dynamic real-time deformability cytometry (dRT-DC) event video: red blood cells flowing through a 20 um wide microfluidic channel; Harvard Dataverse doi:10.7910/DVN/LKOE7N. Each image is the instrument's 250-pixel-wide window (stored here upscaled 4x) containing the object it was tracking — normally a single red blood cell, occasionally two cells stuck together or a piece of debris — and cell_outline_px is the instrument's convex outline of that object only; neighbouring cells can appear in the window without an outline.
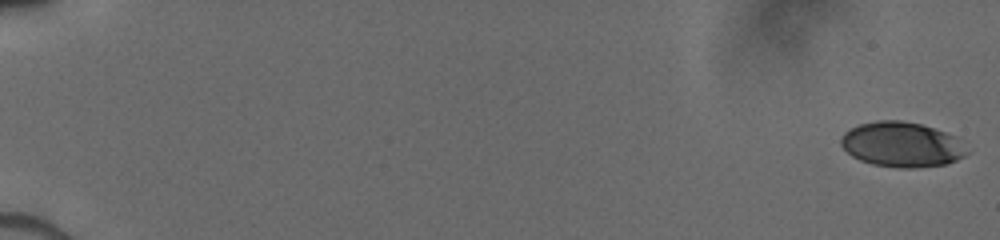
{"species": "human", "species_latin": "Homo sapiens", "temperature_condition": "cold", "stored_images_in_passage": 52, "camera_frame_rate_fps": 3000, "um_per_image_px": 0.085, "donor": {"sex": "male"}, "frame": {"image": 1, "passage_image": 1, "time_ms": 0.0, "image_size_px": [1000, 240], "cell_outline_px": [[968, 152], [964, 156], [948, 164], [912, 168], [896, 168], [872, 164], [860, 160], [852, 156], [840, 144], [840, 140], [844, 132], [860, 124], [876, 120], [900, 120], [920, 124], [956, 136]], "centroid_in_image_um": [76.64, 12.29], "position_along_channel_um": 8.4, "area_um2": 32.95}}
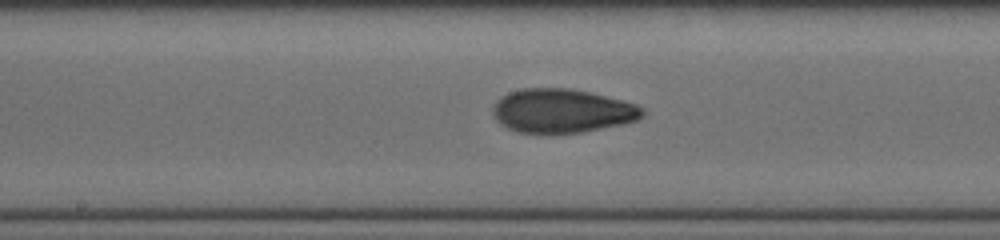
{"frame": {"image": 2, "passage_image": 30, "time_ms": 9.667, "image_size_px": [1000, 240], "cell_outline_px": [[644, 116], [636, 120], [624, 124], [580, 132], [548, 136], [516, 132], [500, 124], [492, 116], [492, 108], [496, 100], [508, 92], [524, 88], [568, 88], [588, 92], [636, 104], [644, 108]], "centroid_in_image_um": [47.71, 9.46], "position_along_channel_um": 200.5, "area_um2": 38.96}}
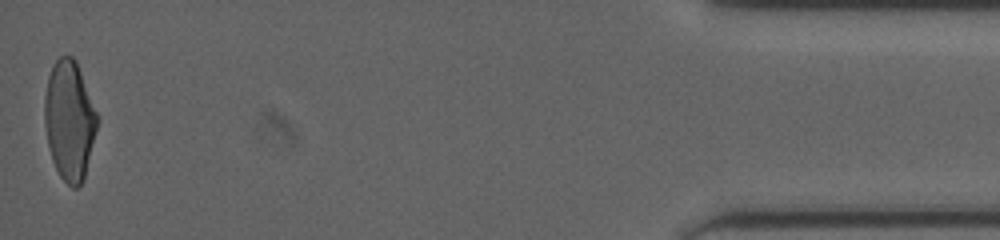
{"frame": {"image": 3, "passage_image": 52, "time_ms": 17.0, "image_size_px": [1000, 240], "cell_outline_px": [[100, 120], [84, 180], [76, 188], [72, 188], [60, 176], [52, 160], [48, 144], [44, 124], [44, 96], [48, 76], [52, 64], [60, 56], [72, 56], [76, 60]], "centroid_in_image_um": [5.91, 10.23], "position_along_channel_um": 429.3, "area_um2": 37.05}}